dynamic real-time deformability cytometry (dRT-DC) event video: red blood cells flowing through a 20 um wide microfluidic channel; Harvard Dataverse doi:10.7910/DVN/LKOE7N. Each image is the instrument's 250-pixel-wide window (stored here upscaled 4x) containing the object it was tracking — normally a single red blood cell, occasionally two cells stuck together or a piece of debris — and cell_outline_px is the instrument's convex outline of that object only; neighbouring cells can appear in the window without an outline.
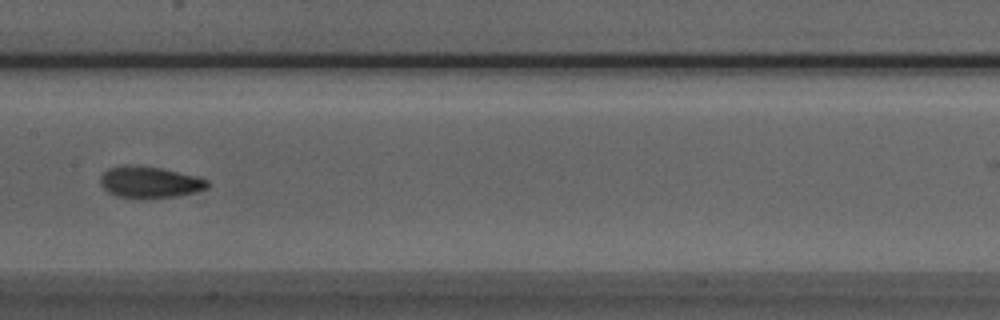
{"species": "Egyptian fruit bat (a non-hibernating species)", "species_latin": "Rousettus aegyptiacus", "temperature_condition": "room temperature", "stored_images_in_passage": 8, "camera_frame_rate_fps": 3000, "um_per_image_px": 0.085, "animal": {"sex": "male"}, "frame": {"image": 1, "passage_image": 8, "time_ms": 2.333, "image_size_px": [1000, 320], "cell_outline_px": [[208, 188], [180, 196], [140, 200], [116, 196], [108, 192], [100, 184], [100, 176], [108, 168], [124, 164], [160, 168], [200, 176], [208, 180]], "centroid_in_image_um": [12.72, 15.51], "position_along_channel_um": 194.7, "area_um2": 20.17}}